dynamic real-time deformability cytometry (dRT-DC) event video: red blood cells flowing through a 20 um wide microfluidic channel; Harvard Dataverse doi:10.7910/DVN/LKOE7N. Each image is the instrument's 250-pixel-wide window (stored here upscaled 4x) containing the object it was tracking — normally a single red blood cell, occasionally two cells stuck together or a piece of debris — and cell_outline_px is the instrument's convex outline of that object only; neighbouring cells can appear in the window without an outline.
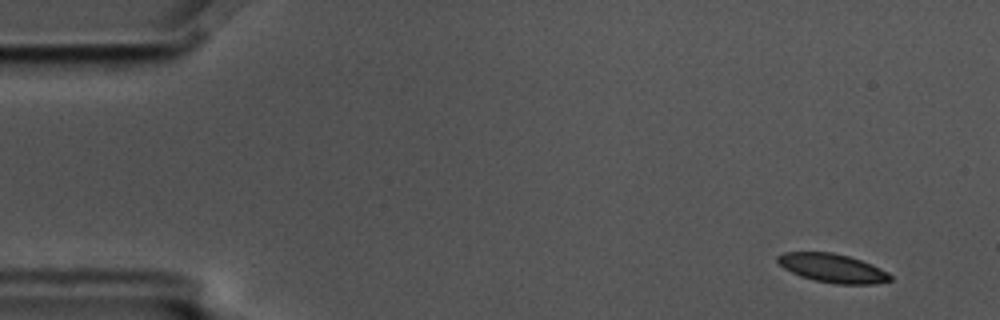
{"species": "common noctule bat (a hibernating species)", "species_latin": "Nyctalus noctula", "temperature_condition": "cold", "stored_images_in_passage": 4, "camera_frame_rate_fps": 3000, "um_per_image_px": 0.085, "animal": {"sex": "male", "body_mass_g": 17.5, "forearm_length_mm": 52.3}, "frame": {"image": 1, "passage_image": 1, "time_ms": 0.0, "image_size_px": [1000, 320], "cell_outline_px": [[892, 280], [876, 284], [836, 284], [816, 280], [800, 276], [784, 268], [776, 260], [776, 256], [784, 252], [832, 252], [848, 256], [872, 264], [888, 272], [892, 276]], "centroid_in_image_um": [70.78, 22.79], "position_along_channel_um": 14.2, "area_um2": 18.84}}
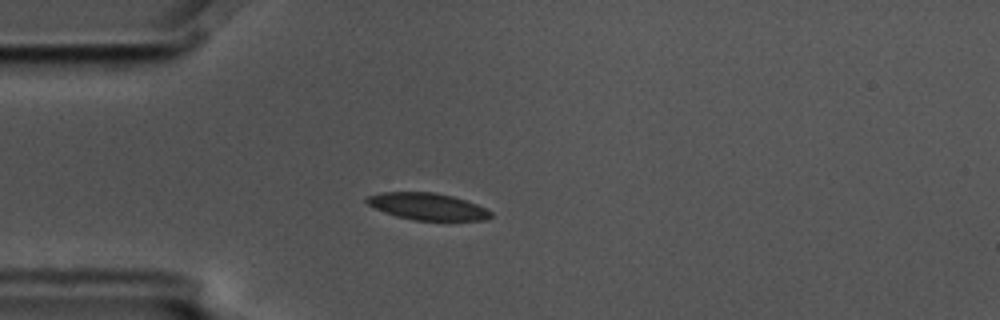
{"frame": {"image": 2, "passage_image": 4, "time_ms": 1.0, "image_size_px": [1000, 320], "cell_outline_px": [[492, 216], [484, 220], [412, 220], [396, 216], [376, 208], [368, 204], [364, 200], [368, 196], [380, 192], [436, 192], [452, 196], [476, 204], [492, 212]], "centroid_in_image_um": [36.32, 17.54], "position_along_channel_um": 48.7, "area_um2": 19.25}}